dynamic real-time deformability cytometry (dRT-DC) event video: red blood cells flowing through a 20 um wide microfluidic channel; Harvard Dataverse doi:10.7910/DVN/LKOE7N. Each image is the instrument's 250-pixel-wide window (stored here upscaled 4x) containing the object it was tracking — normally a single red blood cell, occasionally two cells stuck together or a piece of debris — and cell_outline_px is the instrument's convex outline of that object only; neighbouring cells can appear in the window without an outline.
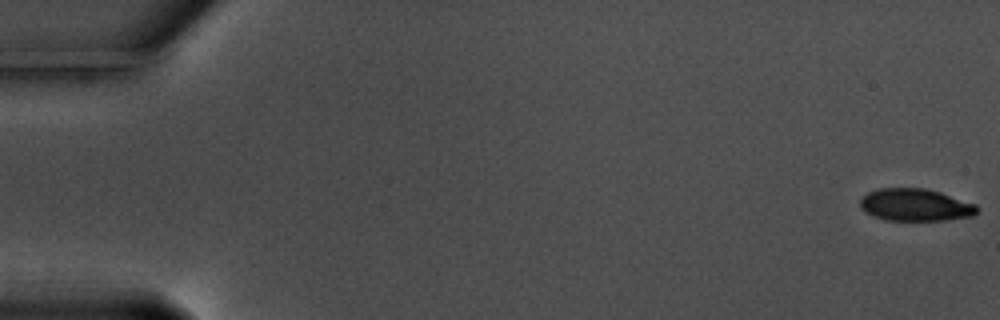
{"species": "common noctule bat (a hibernating species)", "species_latin": "Nyctalus noctula", "temperature_condition": "warm", "stored_images_in_passage": 14, "camera_frame_rate_fps": 3000, "um_per_image_px": 0.085, "animal": {"sex": "male", "body_mass_g": 17.5, "forearm_length_mm": 52.3}, "frame": {"image": 1, "passage_image": 1, "time_ms": 0.0, "image_size_px": [1000, 320], "cell_outline_px": [[976, 212], [972, 216], [944, 220], [884, 220], [872, 216], [864, 212], [860, 208], [860, 200], [868, 192], [880, 188], [924, 188], [940, 192], [976, 204]], "centroid_in_image_um": [77.76, 17.42], "position_along_channel_um": 7.2, "area_um2": 21.96}}